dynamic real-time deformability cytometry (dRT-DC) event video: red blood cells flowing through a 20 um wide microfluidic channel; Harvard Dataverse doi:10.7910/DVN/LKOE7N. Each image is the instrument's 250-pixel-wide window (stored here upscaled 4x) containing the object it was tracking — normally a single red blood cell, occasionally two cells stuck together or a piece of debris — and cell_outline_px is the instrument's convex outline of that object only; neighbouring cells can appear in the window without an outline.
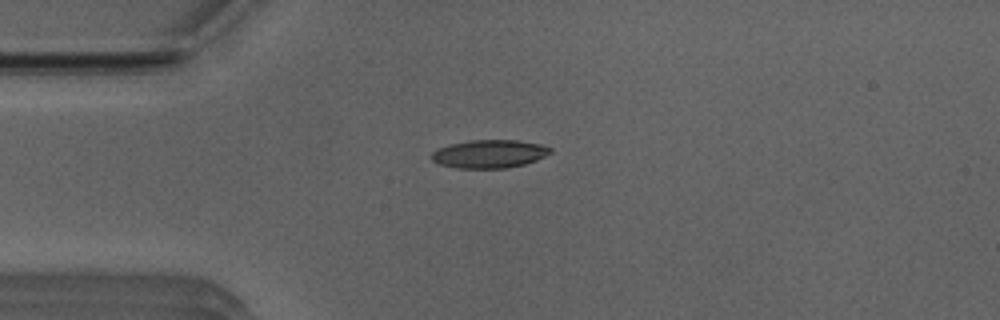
{"species": "Egyptian fruit bat (a non-hibernating species)", "species_latin": "Rousettus aegyptiacus", "temperature_condition": "room temperature", "stored_images_in_passage": 16, "camera_frame_rate_fps": 3000, "um_per_image_px": 0.085, "animal": {"sex": "male"}, "frame": {"image": 1, "passage_image": 1, "time_ms": 0.0, "image_size_px": [1000, 320], "cell_outline_px": [[552, 152], [536, 160], [524, 164], [504, 168], [456, 168], [440, 164], [432, 160], [432, 152], [448, 144], [472, 140], [516, 140], [540, 144], [552, 148]], "centroid_in_image_um": [41.6, 13.07], "position_along_channel_um": 43.4, "area_um2": 19.36}}
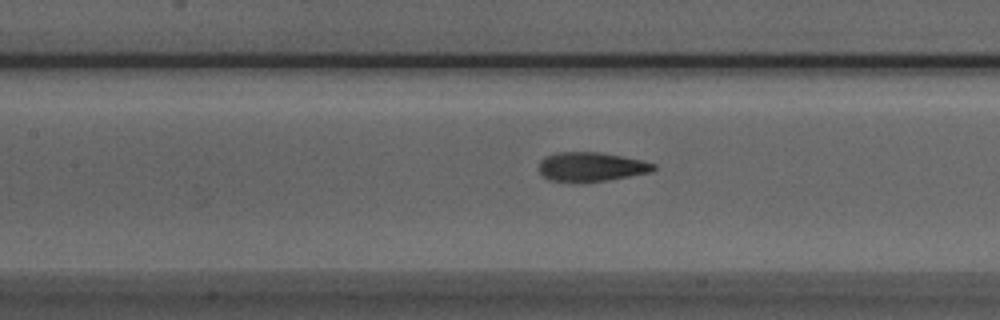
{"frame": {"image": 2, "passage_image": 11, "time_ms": 3.333, "image_size_px": [1000, 320], "cell_outline_px": [[656, 168], [652, 172], [604, 180], [548, 180], [540, 172], [540, 160], [544, 156], [556, 152], [600, 152], [640, 160], [656, 164]], "centroid_in_image_um": [50.25, 14.14], "position_along_channel_um": 157.2, "area_um2": 18.9}}
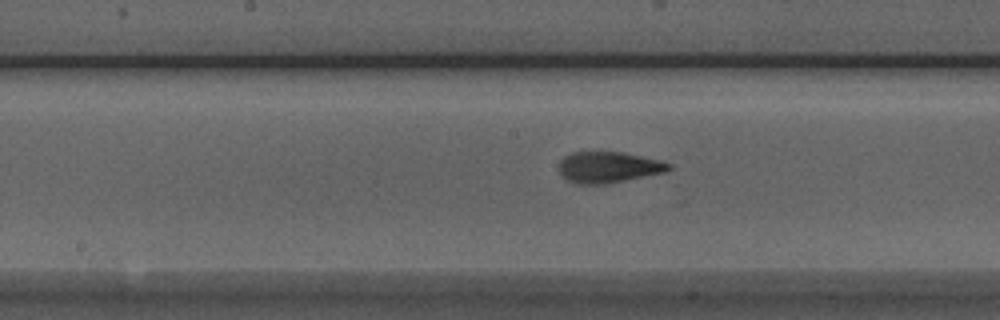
{"frame": {"image": 3, "passage_image": 14, "time_ms": 4.333, "image_size_px": [1000, 320], "cell_outline_px": [[672, 168], [668, 172], [608, 184], [576, 184], [568, 180], [560, 172], [560, 160], [564, 156], [572, 152], [624, 152], [660, 160], [672, 164]], "centroid_in_image_um": [51.78, 14.22], "position_along_channel_um": 196.4, "area_um2": 20.11}}